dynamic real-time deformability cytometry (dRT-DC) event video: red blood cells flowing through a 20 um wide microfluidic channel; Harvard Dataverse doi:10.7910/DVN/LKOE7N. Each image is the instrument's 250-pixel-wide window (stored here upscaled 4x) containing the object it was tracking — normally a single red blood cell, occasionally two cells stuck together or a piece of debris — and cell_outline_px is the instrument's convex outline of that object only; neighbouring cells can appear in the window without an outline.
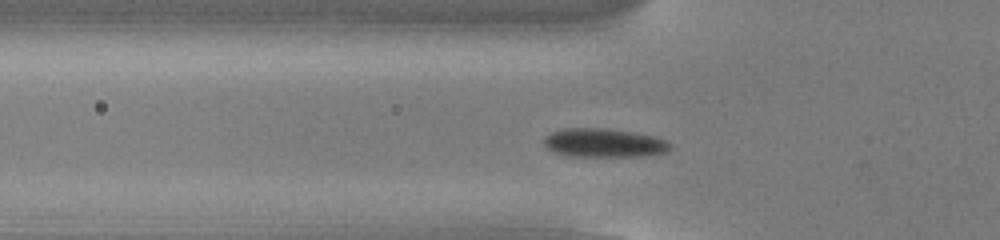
{"species": "common noctule bat (a hibernating species)", "species_latin": "Nyctalus noctula", "temperature_condition": "cold", "stored_images_in_passage": 42, "camera_frame_rate_fps": 3000, "um_per_image_px": 0.085, "animal": {"sex": "male", "body_mass_g": 13.0, "forearm_length_mm": 53.1}, "frame": {"image": 1, "passage_image": 7, "time_ms": 2.0, "image_size_px": [1000, 240], "cell_outline_px": [[672, 148], [664, 152], [644, 156], [568, 156], [552, 152], [544, 144], [544, 136], [552, 132], [564, 128], [604, 128], [632, 132], [656, 136], [672, 144]], "centroid_in_image_um": [51.32, 12.14], "position_along_channel_um": 74.5, "area_um2": 21.21}}
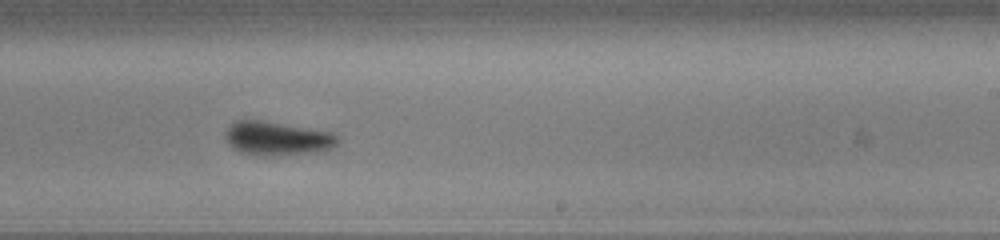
{"frame": {"image": 2, "passage_image": 22, "time_ms": 7.0, "image_size_px": [1000, 240], "cell_outline_px": [[340, 140], [332, 148], [324, 152], [272, 156], [256, 156], [240, 152], [232, 148], [228, 144], [224, 136], [224, 132], [232, 120], [244, 116], [332, 132]], "centroid_in_image_um": [23.48, 11.73], "position_along_channel_um": 265.5, "area_um2": 23.41}}
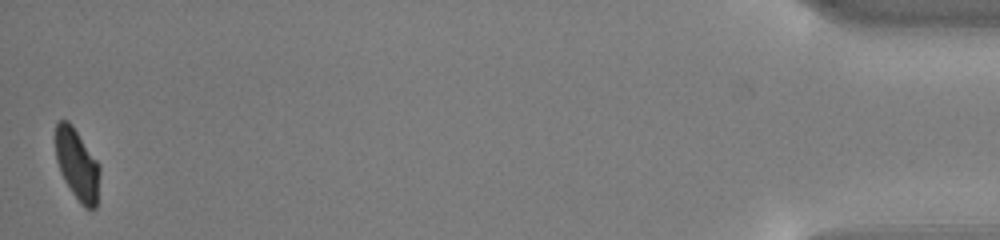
{"frame": {"image": 3, "passage_image": 42, "time_ms": 13.667, "image_size_px": [1000, 240], "cell_outline_px": [[100, 172], [96, 208], [84, 208], [80, 204], [64, 180], [60, 172], [56, 160], [56, 120], [68, 120], [72, 124], [100, 164]], "centroid_in_image_um": [6.56, 13.98], "position_along_channel_um": 428.6, "area_um2": 18.5}, "authors_computed_cell_mechanics": {"area_um2": 21.1259, "velocity_mm_per_s": 3.8226, "shape_relaxation_time_tau1_ms": 2.7938, "shape_relaxation_time_tau2_ms": 2.4129, "deformation_change_tau1": 0.1091, "deformation_change_tau2": 0.0461}}